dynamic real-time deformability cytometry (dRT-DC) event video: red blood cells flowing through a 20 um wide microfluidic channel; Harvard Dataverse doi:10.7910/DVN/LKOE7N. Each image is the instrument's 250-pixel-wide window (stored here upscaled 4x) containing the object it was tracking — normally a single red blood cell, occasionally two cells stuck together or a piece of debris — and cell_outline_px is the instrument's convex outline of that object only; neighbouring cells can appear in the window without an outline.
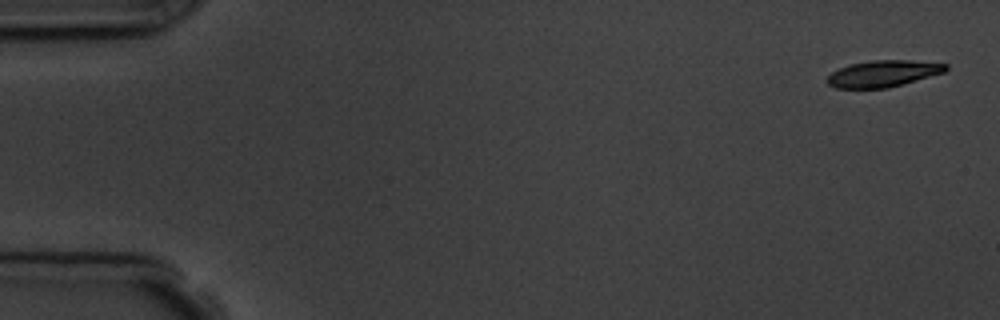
{"species": "common noctule bat (a hibernating species)", "species_latin": "Nyctalus noctula", "temperature_condition": "room temperature", "stored_images_in_passage": 11, "camera_frame_rate_fps": 3000, "um_per_image_px": 0.085, "animal": {"sex": "male", "body_mass_g": 19.5, "forearm_length_mm": 54.6}, "frame": {"image": 1, "passage_image": 1, "time_ms": 0.0, "image_size_px": [1000, 320], "cell_outline_px": [[948, 68], [944, 72], [888, 88], [836, 88], [828, 84], [824, 80], [832, 72], [848, 64], [872, 60], [912, 60], [948, 64]], "centroid_in_image_um": [75.03, 6.25], "position_along_channel_um": 10.0, "area_um2": 18.32}}
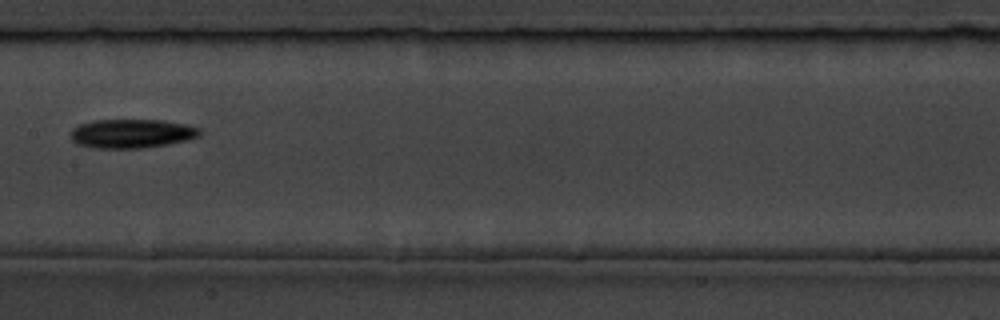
{"frame": {"image": 2, "passage_image": 8, "time_ms": 8.667, "image_size_px": [1000, 320], "cell_outline_px": [[200, 136], [188, 140], [168, 144], [140, 148], [92, 148], [76, 144], [72, 140], [72, 128], [80, 124], [92, 120], [164, 120], [184, 124], [200, 128]], "centroid_in_image_um": [11.19, 11.35], "position_along_channel_um": 196.2, "area_um2": 21.85}}
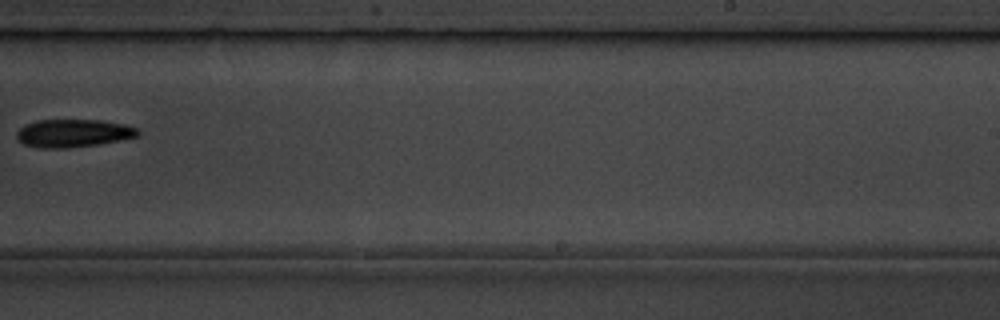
{"frame": {"image": 3, "passage_image": 10, "time_ms": 11.0, "image_size_px": [1000, 320], "cell_outline_px": [[140, 136], [120, 140], [96, 144], [68, 148], [40, 148], [24, 144], [16, 140], [16, 132], [24, 124], [36, 120], [100, 120], [124, 124], [136, 128], [140, 132]], "centroid_in_image_um": [6.19, 11.32], "position_along_channel_um": 282.8, "area_um2": 19.83}}